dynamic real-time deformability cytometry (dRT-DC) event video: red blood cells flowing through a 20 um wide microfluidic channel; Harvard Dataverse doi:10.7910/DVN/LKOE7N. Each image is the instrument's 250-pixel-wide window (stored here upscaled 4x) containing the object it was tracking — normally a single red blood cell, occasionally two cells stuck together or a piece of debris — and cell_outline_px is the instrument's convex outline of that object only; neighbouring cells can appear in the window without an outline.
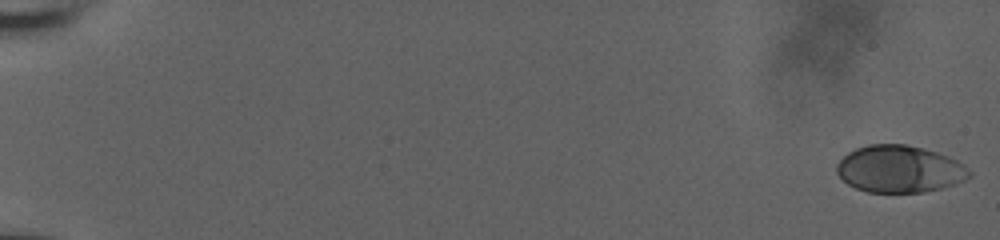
{"species": "human", "species_latin": "Homo sapiens", "temperature_condition": "room temperature", "stored_images_in_passage": 57, "camera_frame_rate_fps": 3000, "um_per_image_px": 0.085, "donor": {"sex": "male"}, "frame": {"image": 1, "passage_image": 1, "time_ms": 0.0, "image_size_px": [1000, 240], "cell_outline_px": [[972, 176], [956, 184], [924, 192], [868, 192], [856, 188], [848, 184], [836, 172], [836, 164], [848, 152], [856, 148], [868, 144], [904, 144], [924, 148], [948, 156], [964, 164], [972, 172]], "centroid_in_image_um": [76.48, 14.36], "position_along_channel_um": 8.5, "area_um2": 36.47}}
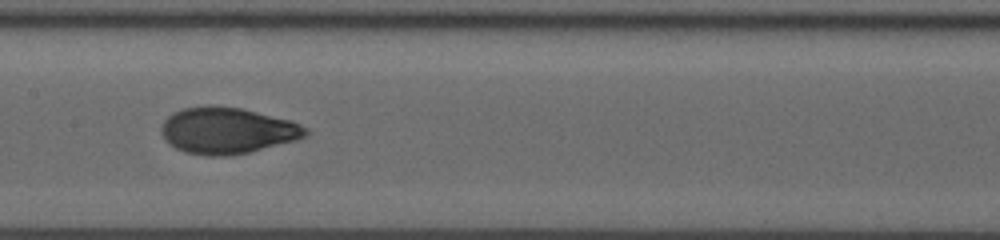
{"frame": {"image": 2, "passage_image": 32, "time_ms": 10.333, "image_size_px": [1000, 240], "cell_outline_px": [[308, 132], [304, 136], [296, 140], [232, 156], [208, 156], [184, 152], [176, 148], [164, 136], [160, 128], [164, 120], [172, 112], [184, 108], [208, 104], [212, 104], [240, 108], [292, 120], [308, 128]], "centroid_in_image_um": [19.32, 11.08], "position_along_channel_um": 188.1, "area_um2": 39.02}}
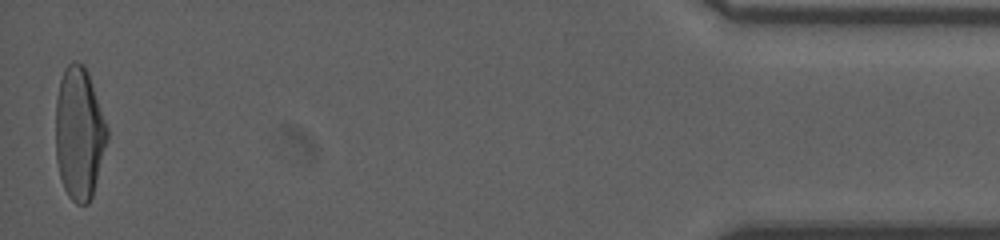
{"frame": {"image": 3, "passage_image": 57, "time_ms": 18.667, "image_size_px": [1000, 240], "cell_outline_px": [[108, 140], [92, 196], [88, 204], [76, 204], [68, 196], [64, 188], [60, 176], [56, 160], [56, 96], [60, 80], [64, 68], [72, 60], [76, 60], [84, 64], [88, 72], [108, 128]], "centroid_in_image_um": [6.73, 11.31], "position_along_channel_um": 428.5, "area_um2": 40.0}, "authors_computed_cell_mechanics": {"area_um2": 37.9746, "velocity_mm_per_s": 3.8393, "shape_relaxation_time_tau1_ms": 3.8393, "shape_relaxation_time_tau2_ms": 0.8321, "deformation_change_tau1": 0.1859, "deformation_change_tau2": 0.0558}}